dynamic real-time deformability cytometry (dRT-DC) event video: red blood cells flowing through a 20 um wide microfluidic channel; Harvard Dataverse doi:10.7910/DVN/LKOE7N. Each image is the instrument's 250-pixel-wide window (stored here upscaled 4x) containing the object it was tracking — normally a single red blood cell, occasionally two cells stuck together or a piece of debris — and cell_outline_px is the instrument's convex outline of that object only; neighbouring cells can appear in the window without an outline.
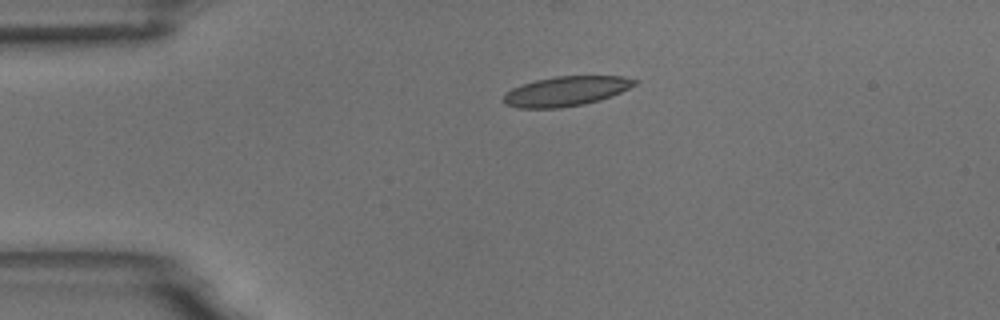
{"species": "common noctule bat (a hibernating species)", "species_latin": "Nyctalus noctula", "temperature_condition": "room temperature", "stored_images_in_passage": 2, "camera_frame_rate_fps": 3000, "um_per_image_px": 0.085, "animal": {"sex": "male", "body_mass_g": 18.8}, "frame": {"image": 1, "passage_image": 1, "time_ms": 0.0, "image_size_px": [1000, 320], "cell_outline_px": [[640, 80], [636, 84], [612, 96], [600, 100], [584, 104], [560, 108], [516, 108], [504, 104], [504, 96], [512, 88], [536, 80], [556, 76], [620, 76]], "centroid_in_image_um": [48.13, 7.76], "position_along_channel_um": 36.9, "area_um2": 22.6}}